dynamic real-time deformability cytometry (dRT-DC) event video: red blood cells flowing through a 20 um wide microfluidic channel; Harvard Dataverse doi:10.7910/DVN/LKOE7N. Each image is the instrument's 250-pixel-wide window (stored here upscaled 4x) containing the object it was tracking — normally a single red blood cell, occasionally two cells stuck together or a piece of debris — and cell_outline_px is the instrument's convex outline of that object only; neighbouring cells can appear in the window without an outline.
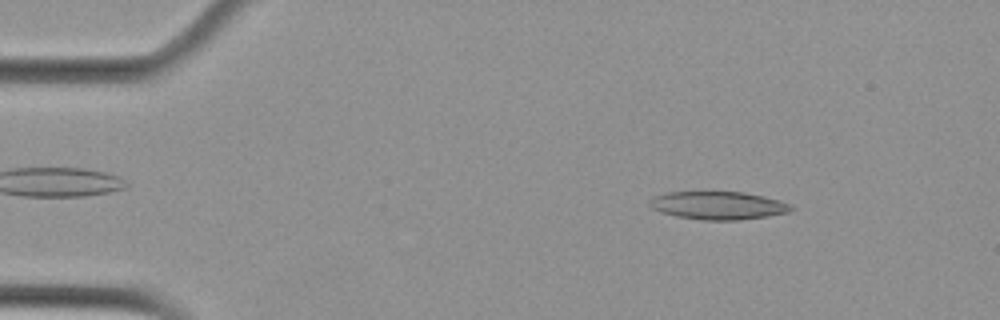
{"species": "Egyptian fruit bat (a non-hibernating species)", "species_latin": "Rousettus aegyptiacus", "temperature_condition": "cold", "stored_images_in_passage": 14, "camera_frame_rate_fps": 3000, "um_per_image_px": 0.085, "animal": {"sex": "female"}, "frame": {"image": 1, "passage_image": 2, "time_ms": 0.333, "image_size_px": [1000, 320], "cell_outline_px": [[792, 208], [788, 212], [768, 216], [736, 220], [704, 220], [676, 216], [652, 208], [648, 204], [648, 200], [652, 196], [668, 192], [744, 192], [764, 196], [780, 200], [792, 204]], "centroid_in_image_um": [61.04, 17.45], "position_along_channel_um": 24.0, "area_um2": 23.06}}
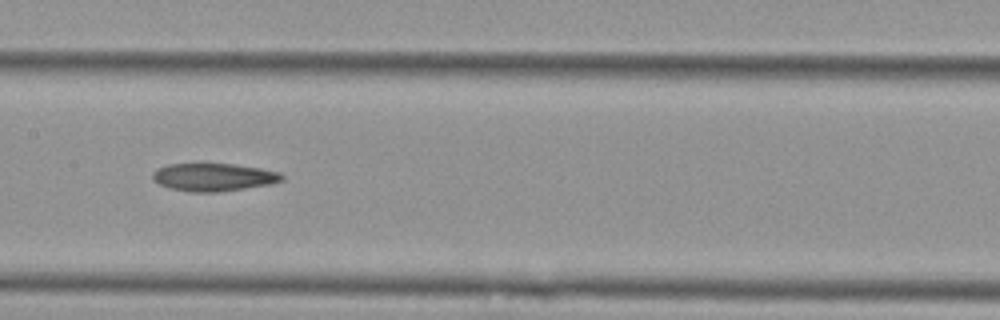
{"frame": {"image": 2, "passage_image": 7, "time_ms": 2.0, "image_size_px": [1000, 320], "cell_outline_px": [[284, 180], [272, 184], [220, 192], [188, 192], [168, 188], [152, 180], [152, 172], [156, 168], [168, 164], [232, 164], [260, 168], [280, 172], [284, 176]], "centroid_in_image_um": [18.14, 15.07], "position_along_channel_um": 189.3, "area_um2": 21.21}}
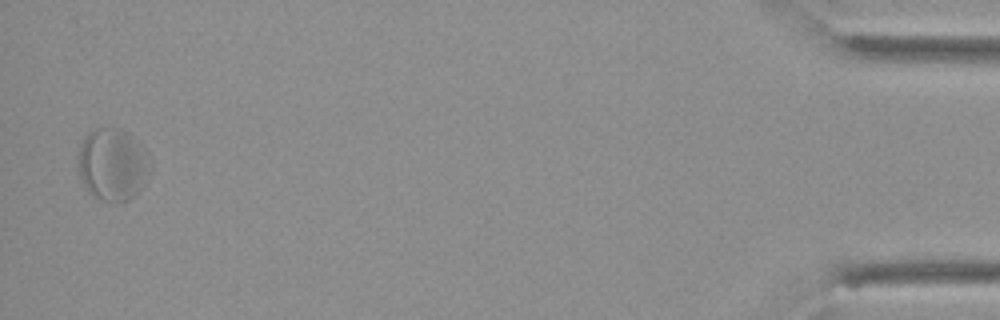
{"frame": {"image": 3, "passage_image": 14, "time_ms": 4.333, "image_size_px": [1000, 320], "cell_outline_px": [[152, 168], [144, 184], [136, 196], [128, 200], [116, 204], [100, 200], [92, 196], [88, 192], [80, 180], [80, 144], [84, 136], [92, 128], [124, 128], [132, 136], [152, 160]], "centroid_in_image_um": [9.6, 14.01], "position_along_channel_um": 425.6, "area_um2": 30.98}}